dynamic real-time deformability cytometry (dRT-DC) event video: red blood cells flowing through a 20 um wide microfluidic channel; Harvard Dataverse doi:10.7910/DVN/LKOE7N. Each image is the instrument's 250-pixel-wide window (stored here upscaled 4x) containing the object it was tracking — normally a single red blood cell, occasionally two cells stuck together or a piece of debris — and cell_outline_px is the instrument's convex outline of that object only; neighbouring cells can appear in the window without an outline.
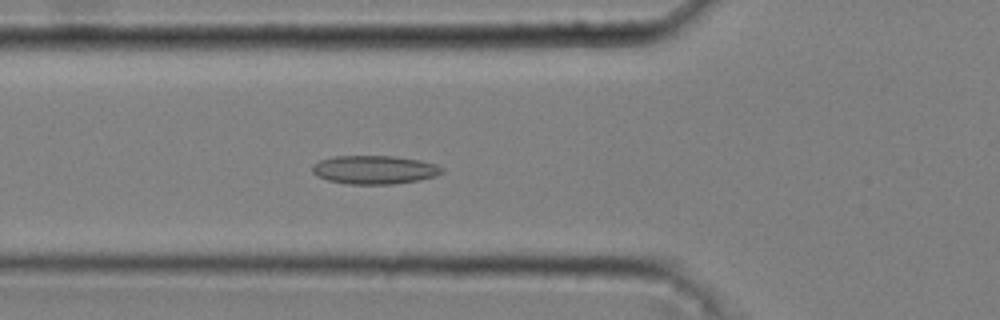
{"species": "common noctule bat (a hibernating species)", "species_latin": "Nyctalus noctula", "temperature_condition": "cold", "stored_images_in_passage": 52, "camera_frame_rate_fps": 3000, "um_per_image_px": 0.085, "animal": {"sex": "male", "body_mass_g": 20.4}, "frame": {"image": 1, "passage_image": 19, "time_ms": 6.0, "image_size_px": [1000, 320], "cell_outline_px": [[444, 172], [436, 176], [420, 180], [392, 184], [348, 184], [328, 180], [316, 176], [312, 172], [312, 164], [320, 160], [336, 156], [392, 156], [420, 160], [436, 164], [444, 168]], "centroid_in_image_um": [31.84, 14.43], "position_along_channel_um": 94.0, "area_um2": 21.68}}
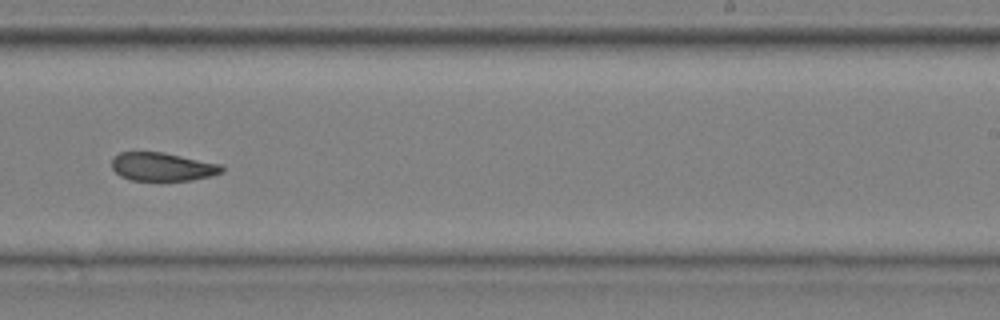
{"frame": {"image": 2, "passage_image": 34, "time_ms": 11.0, "image_size_px": [1000, 320], "cell_outline_px": [[224, 172], [212, 176], [192, 180], [132, 180], [120, 176], [112, 168], [112, 156], [120, 152], [164, 152], [224, 164]], "centroid_in_image_um": [13.85, 14.16], "position_along_channel_um": 275.1, "area_um2": 18.5}}
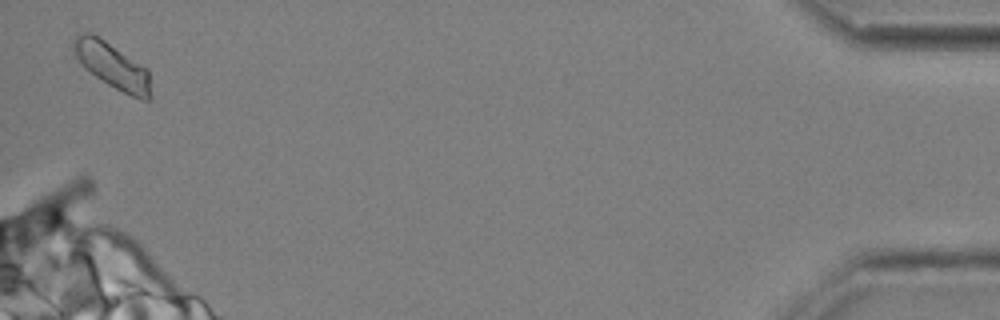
{"frame": {"image": 3, "passage_image": 52, "time_ms": 17.0, "image_size_px": [1000, 320], "cell_outline_px": [[152, 96], [148, 100], [140, 100], [108, 84], [84, 68], [72, 52], [72, 40], [76, 36], [88, 32], [104, 40], [140, 64], [148, 72]], "centroid_in_image_um": [9.52, 5.59], "position_along_channel_um": 425.7, "area_um2": 20.17}, "authors_computed_cell_mechanics": {"area_um2": 19.7676, "velocity_mm_per_s": 3.6327, "shape_relaxation_time_tau1_ms": null, "shape_relaxation_time_tau2_ms": 3.198, "deformation_change_tau1": null, "deformation_change_tau2": 0.0922}}